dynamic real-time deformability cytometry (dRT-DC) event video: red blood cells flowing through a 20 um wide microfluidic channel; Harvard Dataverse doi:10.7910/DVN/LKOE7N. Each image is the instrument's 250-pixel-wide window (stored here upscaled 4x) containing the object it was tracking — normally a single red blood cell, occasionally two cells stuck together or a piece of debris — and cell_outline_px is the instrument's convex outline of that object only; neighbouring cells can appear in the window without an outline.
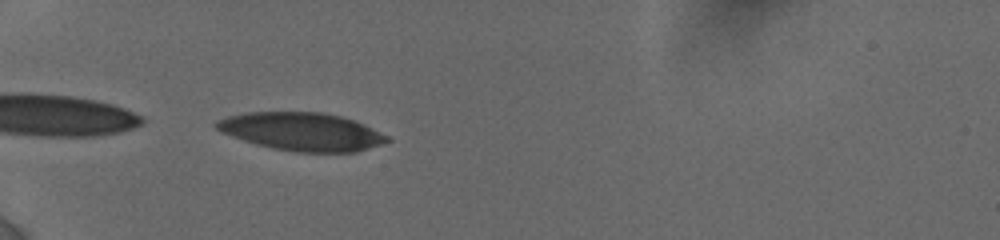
{"species": "human", "species_latin": "Homo sapiens", "temperature_condition": "cold", "stored_images_in_passage": 58, "camera_frame_rate_fps": 3000, "um_per_image_px": 0.085, "donor": {"sex": "female"}, "frame": {"image": 1, "passage_image": 2, "time_ms": 0.333, "image_size_px": [1000, 240], "cell_outline_px": [[392, 140], [356, 152], [296, 152], [272, 148], [256, 144], [220, 132], [212, 124], [216, 120], [228, 116], [248, 112], [324, 112], [356, 120], [388, 136]], "centroid_in_image_um": [25.64, 11.18], "position_along_channel_um": 59.4, "area_um2": 37.92}}
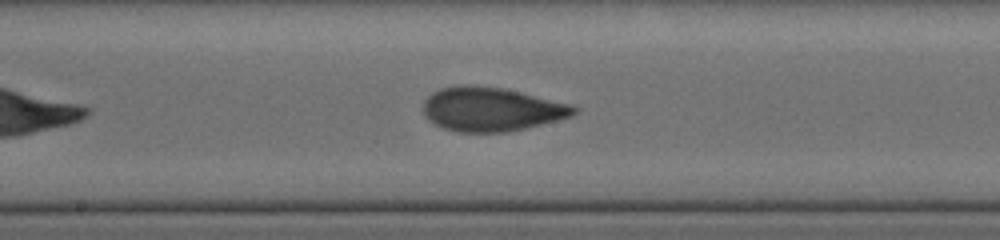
{"frame": {"image": 2, "passage_image": 22, "time_ms": 4.667, "image_size_px": [1000, 240], "cell_outline_px": [[576, 112], [572, 116], [508, 132], [456, 132], [432, 124], [428, 120], [424, 112], [424, 100], [432, 92], [440, 88], [464, 84], [472, 84], [504, 88], [572, 104], [576, 108]], "centroid_in_image_um": [41.73, 9.27], "position_along_channel_um": 206.5, "area_um2": 38.67}}
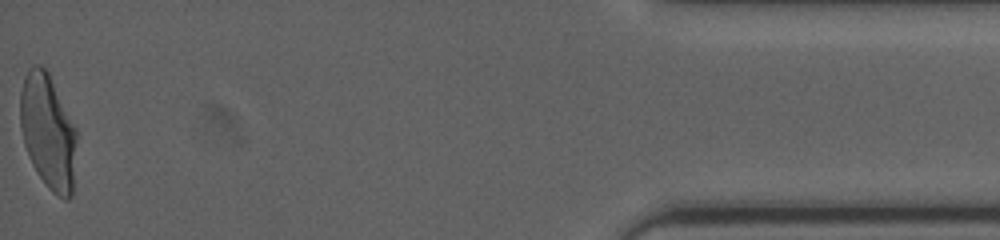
{"frame": {"image": 3, "passage_image": 58, "time_ms": 12.333, "image_size_px": [1000, 240], "cell_outline_px": [[76, 140], [72, 196], [68, 200], [64, 200], [52, 192], [48, 188], [36, 172], [32, 164], [24, 144], [20, 128], [20, 92], [24, 76], [28, 68], [32, 64], [40, 64], [48, 72], [76, 128]], "centroid_in_image_um": [4.06, 11.18], "position_along_channel_um": 431.1, "area_um2": 37.86}, "authors_computed_cell_mechanics": {"area_um2": 37.4544, "velocity_mm_per_s": 3.8427, "shape_relaxation_time_tau1_ms": 4.7087, "shape_relaxation_time_tau2_ms": 1.0473, "deformation_change_tau1": 0.1853, "deformation_change_tau2": 0.0743}}